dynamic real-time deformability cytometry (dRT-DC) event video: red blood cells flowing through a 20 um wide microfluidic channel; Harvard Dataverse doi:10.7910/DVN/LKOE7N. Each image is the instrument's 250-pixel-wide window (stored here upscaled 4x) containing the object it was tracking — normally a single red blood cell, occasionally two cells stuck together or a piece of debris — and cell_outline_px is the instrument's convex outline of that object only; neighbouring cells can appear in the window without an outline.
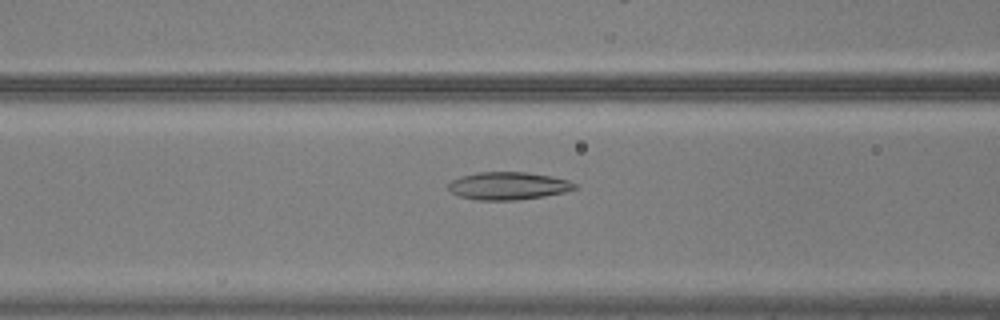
{"species": "common noctule bat (a hibernating species)", "species_latin": "Nyctalus noctula", "temperature_condition": "warm", "stored_images_in_passage": 42, "camera_frame_rate_fps": 3000, "um_per_image_px": 0.085, "animal": {"sex": "male", "body_mass_g": 20.5, "forearm_length_mm": 52.5}, "frame": {"image": 1, "passage_image": 16, "time_ms": 5.0, "image_size_px": [1000, 320], "cell_outline_px": [[580, 188], [564, 192], [544, 196], [516, 200], [476, 200], [460, 196], [452, 192], [448, 188], [448, 184], [452, 180], [460, 176], [476, 172], [528, 172], [552, 176], [568, 180], [576, 184]], "centroid_in_image_um": [43.22, 15.79], "position_along_channel_um": 123.4, "area_um2": 20.52}}
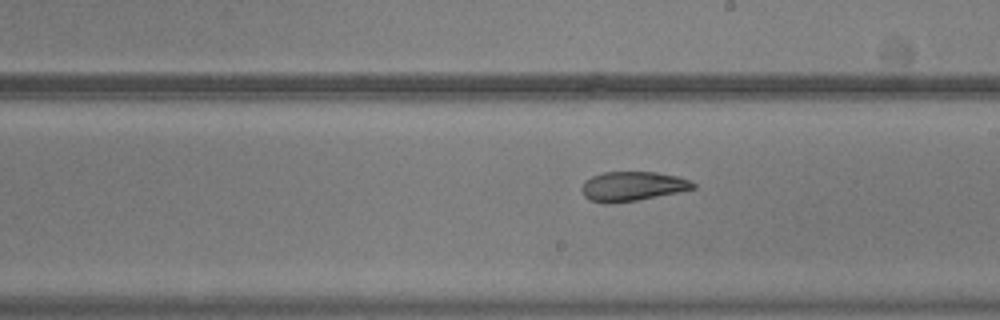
{"frame": {"image": 2, "passage_image": 25, "time_ms": 8.0, "image_size_px": [1000, 320], "cell_outline_px": [[696, 188], [636, 200], [604, 204], [588, 200], [584, 196], [580, 188], [584, 180], [592, 176], [604, 172], [656, 172], [676, 176], [688, 180], [696, 184]], "centroid_in_image_um": [53.68, 15.83], "position_along_channel_um": 235.3, "area_um2": 19.02}}
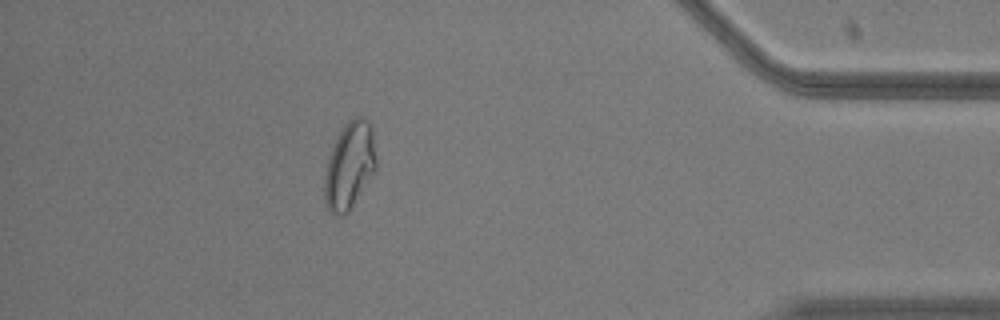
{"frame": {"image": 3, "passage_image": 42, "time_ms": 13.667, "image_size_px": [1000, 320], "cell_outline_px": [[376, 168], [348, 212], [344, 216], [340, 216], [332, 212], [328, 208], [324, 200], [324, 176], [328, 156], [344, 124], [352, 116], [364, 116], [372, 124], [376, 156]], "centroid_in_image_um": [29.71, 14.02], "position_along_channel_um": 405.5, "area_um2": 26.24}, "authors_computed_cell_mechanics": {"area_um2": 20.5479, "velocity_mm_per_s": 3.7212, "shape_relaxation_time_tau1_ms": null, "shape_relaxation_time_tau2_ms": 2.2458, "deformation_change_tau1": null, "deformation_change_tau2": 0.0761}}